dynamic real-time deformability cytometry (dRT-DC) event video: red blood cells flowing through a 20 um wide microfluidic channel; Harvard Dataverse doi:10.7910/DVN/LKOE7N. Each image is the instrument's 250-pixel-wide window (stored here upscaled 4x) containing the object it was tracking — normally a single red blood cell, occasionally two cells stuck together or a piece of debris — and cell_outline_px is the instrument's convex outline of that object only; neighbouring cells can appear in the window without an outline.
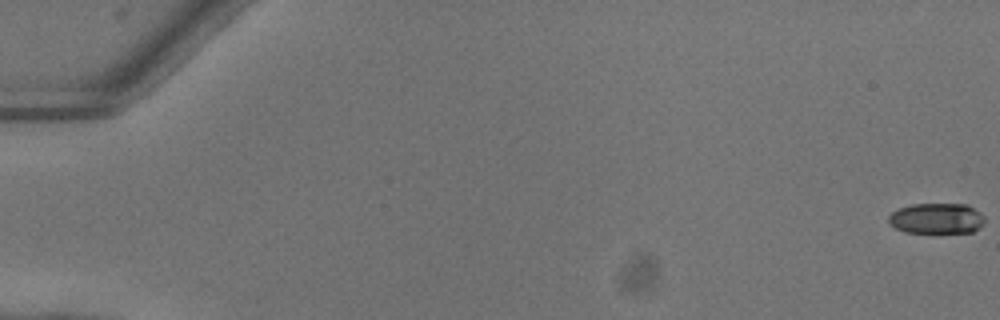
{"species": "common noctule bat (a hibernating species)", "species_latin": "Nyctalus noctula", "temperature_condition": "warm", "stored_images_in_passage": 9, "camera_frame_rate_fps": 3000, "um_per_image_px": 0.085, "animal": {"sex": "female"}, "frame": {"image": 1, "passage_image": 1, "time_ms": 0.0, "image_size_px": [1000, 320], "cell_outline_px": [[984, 224], [980, 228], [972, 232], [904, 232], [888, 224], [888, 216], [892, 212], [900, 208], [912, 204], [968, 204], [980, 212], [984, 216]], "centroid_in_image_um": [79.62, 18.56], "position_along_channel_um": 5.4, "area_um2": 17.22}}